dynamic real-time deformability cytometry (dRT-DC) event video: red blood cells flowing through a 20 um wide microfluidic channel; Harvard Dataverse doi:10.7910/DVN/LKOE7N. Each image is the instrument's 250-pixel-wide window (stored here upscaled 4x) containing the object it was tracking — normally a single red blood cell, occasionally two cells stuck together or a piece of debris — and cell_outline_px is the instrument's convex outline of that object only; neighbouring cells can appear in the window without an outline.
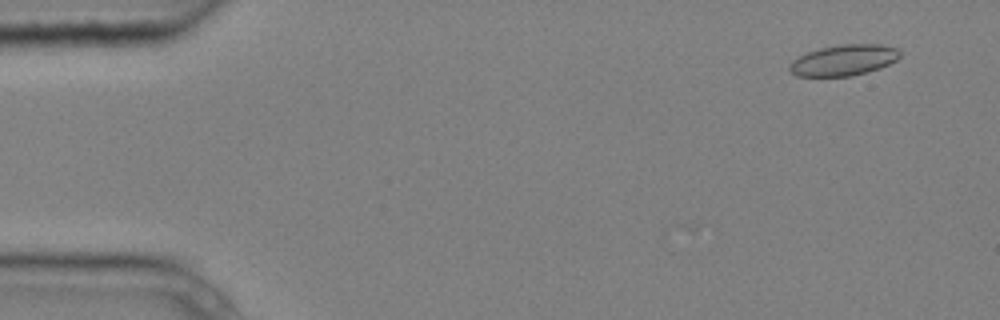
{"species": "common noctule bat (a hibernating species)", "species_latin": "Nyctalus noctula", "temperature_condition": "cold", "stored_images_in_passage": 3, "camera_frame_rate_fps": 3000, "um_per_image_px": 0.085, "animal": {"sex": "male", "body_mass_g": 20.4}, "frame": {"image": 1, "passage_image": 1, "time_ms": 0.0, "image_size_px": [1000, 320], "cell_outline_px": [[900, 56], [896, 60], [880, 68], [852, 76], [796, 76], [788, 68], [792, 60], [808, 52], [820, 48], [840, 44], [880, 44], [900, 48]], "centroid_in_image_um": [71.74, 5.1], "position_along_channel_um": 13.3, "area_um2": 19.88}}